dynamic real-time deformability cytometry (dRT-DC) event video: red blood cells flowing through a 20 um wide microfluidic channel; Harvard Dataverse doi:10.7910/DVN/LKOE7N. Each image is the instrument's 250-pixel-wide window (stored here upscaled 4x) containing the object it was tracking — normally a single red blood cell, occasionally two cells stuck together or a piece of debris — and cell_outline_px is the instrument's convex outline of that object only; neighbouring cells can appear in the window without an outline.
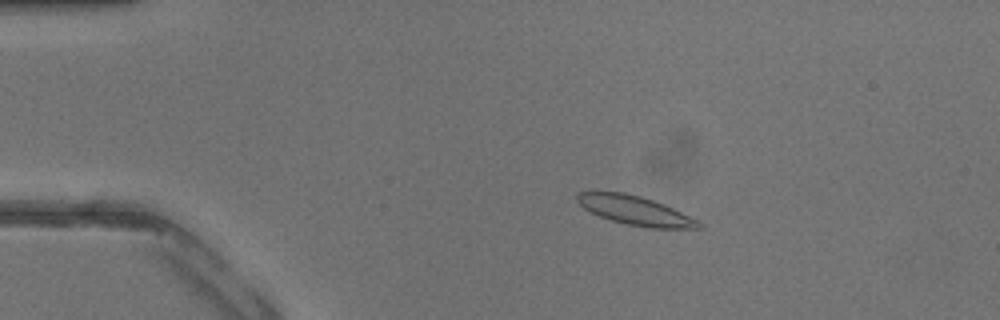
{"species": "common noctule bat (a hibernating species)", "species_latin": "Nyctalus noctula", "temperature_condition": "warm", "stored_images_in_passage": 43, "camera_frame_rate_fps": 3000, "um_per_image_px": 0.085, "animal": {"sex": "male", "body_mass_g": 13.3}, "frame": {"image": 1, "passage_image": 9, "time_ms": 2.667, "image_size_px": [1000, 320], "cell_outline_px": [[704, 228], [652, 228], [628, 224], [612, 220], [600, 216], [584, 208], [576, 200], [576, 196], [580, 192], [624, 192], [640, 196], [664, 204], [704, 224]], "centroid_in_image_um": [54.0, 17.89], "position_along_channel_um": 31.0, "area_um2": 20.11}}
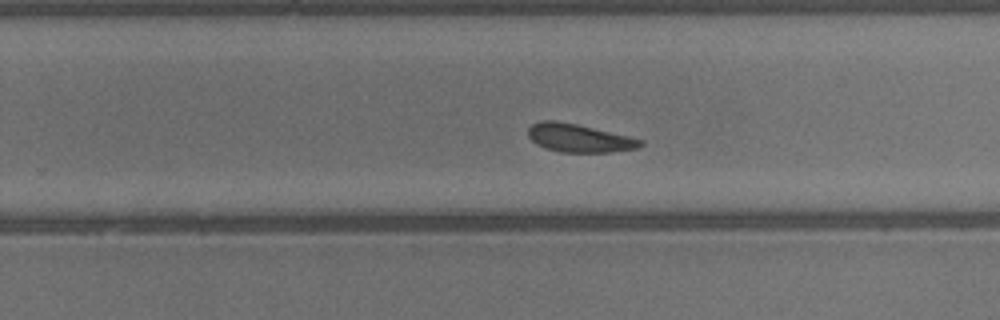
{"frame": {"image": 2, "passage_image": 28, "time_ms": 9.0, "image_size_px": [1000, 320], "cell_outline_px": [[644, 144], [636, 148], [612, 152], [560, 152], [544, 148], [536, 144], [528, 136], [528, 128], [532, 124], [540, 120], [556, 120], [576, 124], [628, 136], [644, 140]], "centroid_in_image_um": [49.19, 11.73], "position_along_channel_um": 280.6, "area_um2": 18.44}}
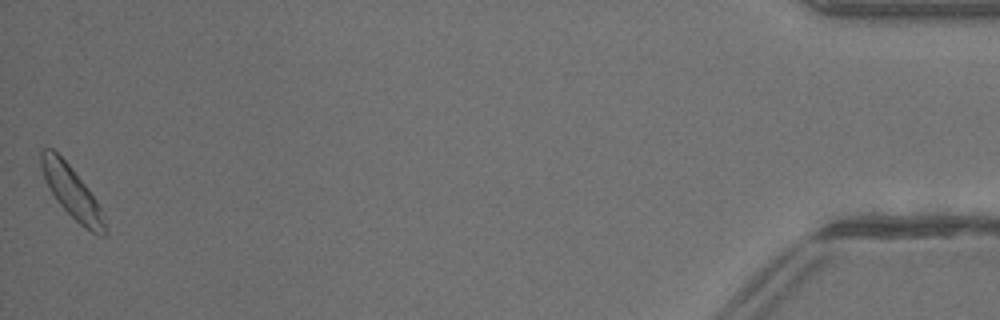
{"frame": {"image": 3, "passage_image": 43, "time_ms": 14.0, "image_size_px": [1000, 320], "cell_outline_px": [[108, 232], [104, 236], [96, 236], [84, 228], [56, 200], [44, 176], [40, 164], [40, 152], [44, 148], [52, 148], [72, 168], [88, 188], [96, 200], [100, 208], [108, 228]], "centroid_in_image_um": [6.15, 16.38], "position_along_channel_um": 429.1, "area_um2": 19.02}}